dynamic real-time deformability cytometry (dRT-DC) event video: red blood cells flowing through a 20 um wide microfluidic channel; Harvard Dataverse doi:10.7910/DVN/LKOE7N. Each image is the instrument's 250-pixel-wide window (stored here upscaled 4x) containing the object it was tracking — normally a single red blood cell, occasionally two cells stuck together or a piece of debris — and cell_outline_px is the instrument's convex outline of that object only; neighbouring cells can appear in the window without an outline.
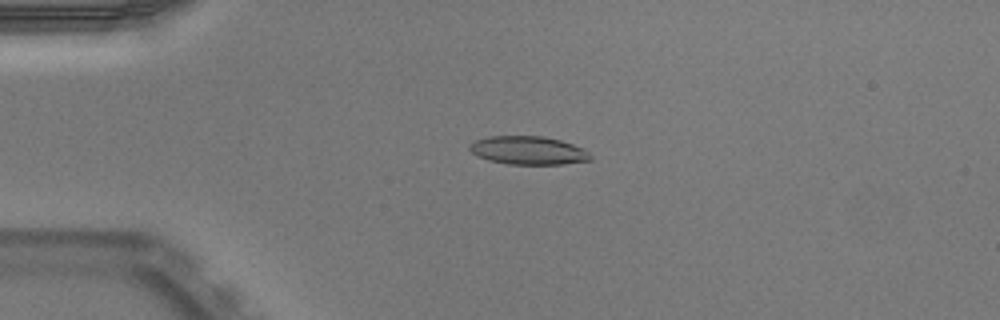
{"species": "Egyptian fruit bat (a non-hibernating species)", "species_latin": "Rousettus aegyptiacus", "temperature_condition": "warm", "stored_images_in_passage": 52, "camera_frame_rate_fps": 3000, "um_per_image_px": 0.085, "animal": {"sex": "male"}, "frame": {"image": 1, "passage_image": 13, "time_ms": 4.0, "image_size_px": [1000, 320], "cell_outline_px": [[592, 160], [560, 164], [508, 164], [488, 160], [476, 156], [468, 148], [468, 144], [476, 140], [488, 136], [544, 136], [560, 140], [572, 144], [588, 152], [592, 156]], "centroid_in_image_um": [44.86, 12.78], "position_along_channel_um": 40.1, "area_um2": 19.94}}
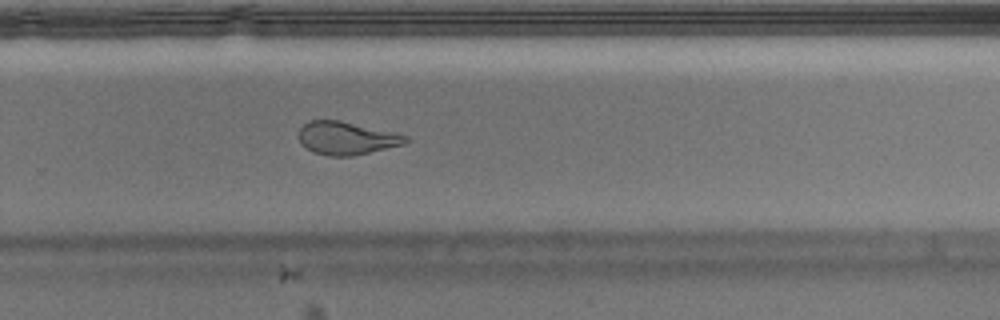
{"frame": {"image": 2, "passage_image": 35, "time_ms": 11.333, "image_size_px": [1000, 320], "cell_outline_px": [[408, 140], [404, 144], [352, 156], [328, 156], [312, 152], [300, 144], [300, 128], [308, 120], [340, 120], [392, 132], [408, 136]], "centroid_in_image_um": [29.41, 11.74], "position_along_channel_um": 300.4, "area_um2": 20.4}}
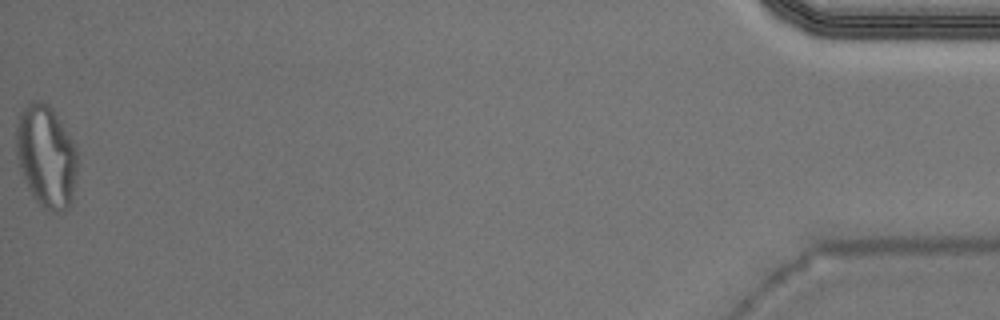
{"frame": {"image": 3, "passage_image": 52, "time_ms": 17.0, "image_size_px": [1000, 320], "cell_outline_px": [[76, 180], [72, 196], [68, 208], [64, 212], [52, 212], [44, 208], [32, 196], [28, 188], [20, 168], [16, 152], [16, 128], [20, 112], [32, 100], [40, 100], [48, 104], [52, 108], [72, 140], [76, 148]], "centroid_in_image_um": [3.92, 13.29], "position_along_channel_um": 431.3, "area_um2": 36.36}, "authors_computed_cell_mechanics": {"area_um2": 20.5479, "velocity_mm_per_s": 3.9656, "shape_relaxation_time_tau1_ms": null, "shape_relaxation_time_tau2_ms": 1.8912, "deformation_change_tau1": null, "deformation_change_tau2": 0.1038}}